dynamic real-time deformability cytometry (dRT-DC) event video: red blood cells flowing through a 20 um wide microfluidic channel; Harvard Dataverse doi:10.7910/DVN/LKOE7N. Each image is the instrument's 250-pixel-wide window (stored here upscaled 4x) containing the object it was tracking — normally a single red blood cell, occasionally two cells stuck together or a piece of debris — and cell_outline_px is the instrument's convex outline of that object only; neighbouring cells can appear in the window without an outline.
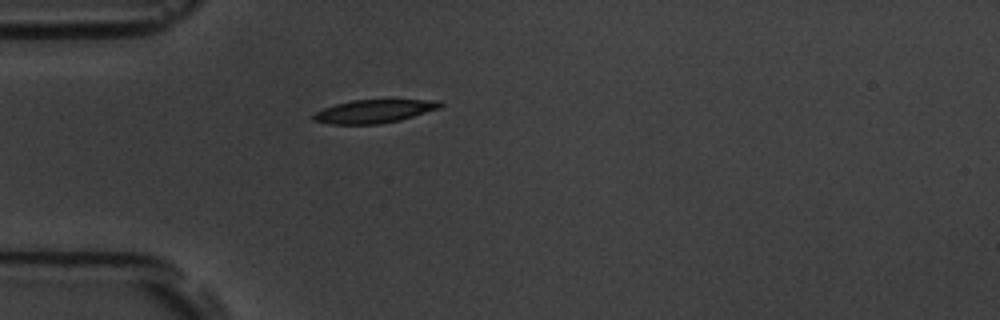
{"species": "common noctule bat (a hibernating species)", "species_latin": "Nyctalus noctula", "temperature_condition": "room temperature", "stored_images_in_passage": 1, "camera_frame_rate_fps": 3000, "um_per_image_px": 0.085, "animal": {"sex": "male", "body_mass_g": 19.5, "forearm_length_mm": 54.6}, "frame": {"image": 1, "passage_image": 1, "time_ms": 0.0, "image_size_px": [1000, 320], "cell_outline_px": [[444, 104], [440, 108], [400, 120], [380, 124], [332, 124], [312, 120], [312, 116], [316, 112], [324, 108], [336, 104], [352, 100], [440, 100]], "centroid_in_image_um": [31.81, 9.46], "position_along_channel_um": 53.2, "area_um2": 17.11}}